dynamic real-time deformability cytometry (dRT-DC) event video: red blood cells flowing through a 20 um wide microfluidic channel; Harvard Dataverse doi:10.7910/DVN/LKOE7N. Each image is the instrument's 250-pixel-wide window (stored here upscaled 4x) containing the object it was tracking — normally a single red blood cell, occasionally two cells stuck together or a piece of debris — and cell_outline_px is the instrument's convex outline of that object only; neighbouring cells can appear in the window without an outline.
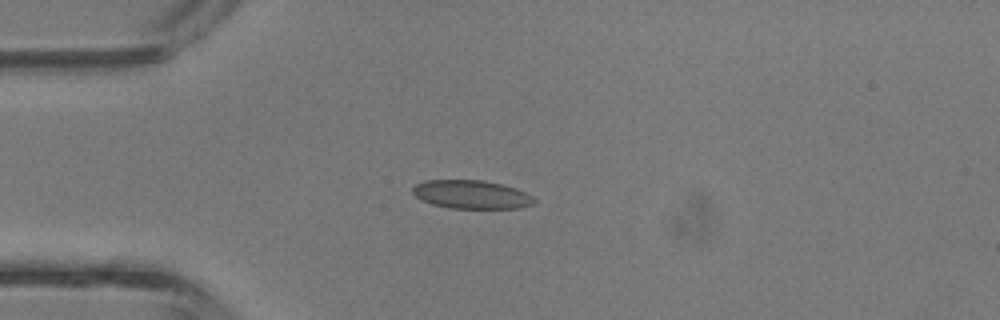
{"species": "common noctule bat (a hibernating species)", "species_latin": "Nyctalus noctula", "temperature_condition": "room temperature", "stored_images_in_passage": 39, "camera_frame_rate_fps": 3000, "um_per_image_px": 0.085, "animal": {"sex": "male", "body_mass_g": 13.3}, "frame": {"image": 1, "passage_image": 8, "time_ms": 2.333, "image_size_px": [1000, 320], "cell_outline_px": [[536, 200], [532, 204], [520, 208], [448, 208], [432, 204], [420, 200], [412, 192], [412, 188], [416, 184], [428, 180], [484, 180], [516, 188], [532, 196]], "centroid_in_image_um": [40.05, 16.53], "position_along_channel_um": 44.9, "area_um2": 20.11}}
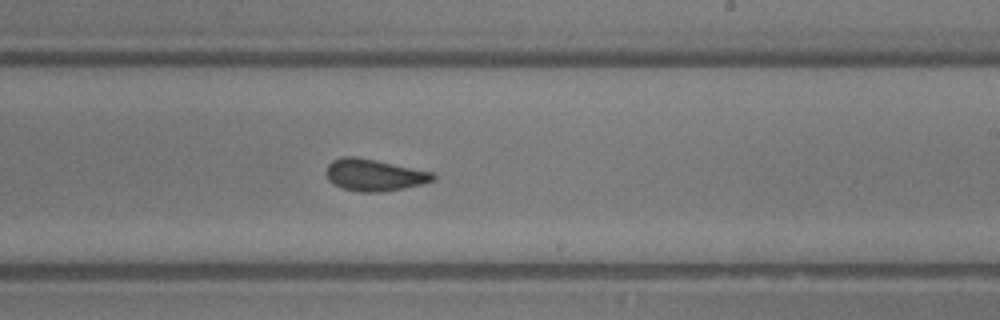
{"frame": {"image": 2, "passage_image": 22, "time_ms": 7.0, "image_size_px": [1000, 320], "cell_outline_px": [[436, 176], [432, 180], [424, 184], [404, 188], [380, 192], [360, 192], [344, 188], [328, 180], [324, 172], [328, 164], [332, 160], [340, 156], [356, 156], [376, 160], [432, 172]], "centroid_in_image_um": [31.77, 14.86], "position_along_channel_um": 257.2, "area_um2": 19.83}}
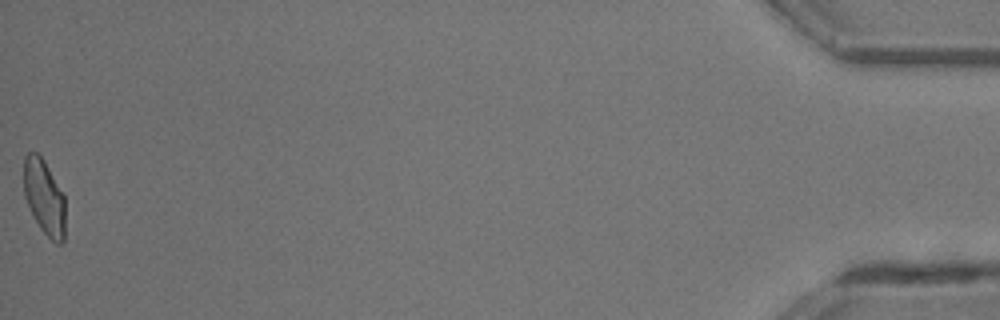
{"frame": {"image": 3, "passage_image": 39, "time_ms": 12.667, "image_size_px": [1000, 320], "cell_outline_px": [[64, 240], [60, 244], [56, 244], [40, 228], [24, 196], [24, 156], [28, 152], [36, 152], [44, 160], [64, 196]], "centroid_in_image_um": [3.75, 16.75], "position_along_channel_um": 431.4, "area_um2": 17.86}, "authors_computed_cell_mechanics": {"area_um2": 19.941, "velocity_mm_per_s": 4.9325, "shape_relaxation_time_tau1_ms": 7.7957, "shape_relaxation_time_tau2_ms": 1.0458, "deformation_change_tau1": 0.1575, "deformation_change_tau2": 0.0755}}